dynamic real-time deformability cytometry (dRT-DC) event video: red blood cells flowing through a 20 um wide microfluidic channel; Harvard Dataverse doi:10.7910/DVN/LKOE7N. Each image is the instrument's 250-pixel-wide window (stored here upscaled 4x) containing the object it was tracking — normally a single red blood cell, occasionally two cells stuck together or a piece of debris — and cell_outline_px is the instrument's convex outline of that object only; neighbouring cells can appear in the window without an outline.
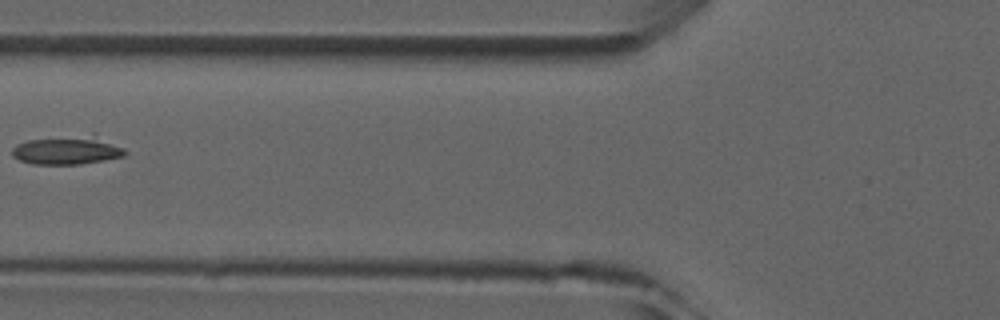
{"species": "common noctule bat (a hibernating species)", "species_latin": "Nyctalus noctula", "temperature_condition": "room temperature", "stored_images_in_passage": 5, "camera_frame_rate_fps": 3000, "um_per_image_px": 0.085, "animal": {"sex": "male", "forearm_length_mm": 52.5}, "frame": {"image": 1, "passage_image": 5, "time_ms": 5.667, "image_size_px": [1000, 320], "cell_outline_px": [[128, 152], [124, 156], [104, 160], [80, 164], [32, 164], [20, 160], [12, 156], [12, 148], [16, 144], [28, 140], [92, 132], [96, 132], [124, 148]], "centroid_in_image_um": [5.79, 12.72], "position_along_channel_um": 120.0, "area_um2": 19.54}}